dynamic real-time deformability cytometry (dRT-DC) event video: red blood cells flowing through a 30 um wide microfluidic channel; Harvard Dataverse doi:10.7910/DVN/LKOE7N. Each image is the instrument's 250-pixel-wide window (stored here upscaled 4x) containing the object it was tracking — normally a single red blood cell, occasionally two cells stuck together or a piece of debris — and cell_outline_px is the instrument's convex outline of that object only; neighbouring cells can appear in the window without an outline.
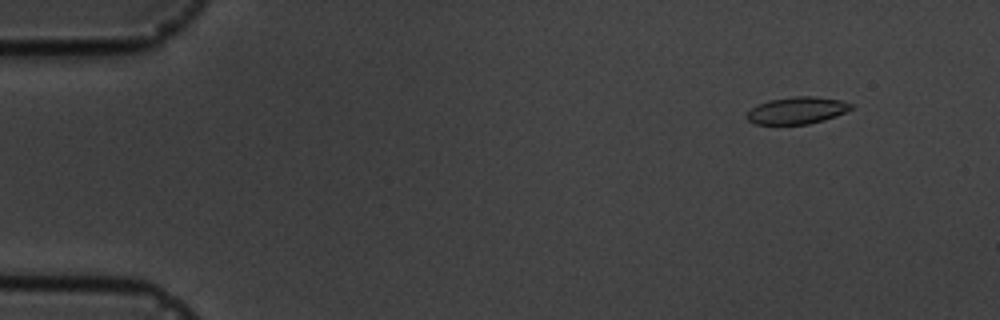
{"species": "common noctule bat (a hibernating species)", "species_latin": "Nyctalus noctula", "temperature_condition": "cold", "stored_images_in_passage": 8, "camera_frame_rate_fps": 3000, "um_per_image_px": 0.085, "animal": {"sex": "male", "body_mass_g": 19.5, "forearm_length_mm": 54.6}, "frame": {"image": 1, "passage_image": 2, "time_ms": 1.333, "image_size_px": [1000, 320], "cell_outline_px": [[852, 108], [836, 116], [824, 120], [808, 124], [756, 124], [748, 120], [744, 116], [756, 104], [768, 100], [792, 96], [812, 96], [840, 100], [852, 104]], "centroid_in_image_um": [67.7, 9.38], "position_along_channel_um": 17.3, "area_um2": 16.42}}
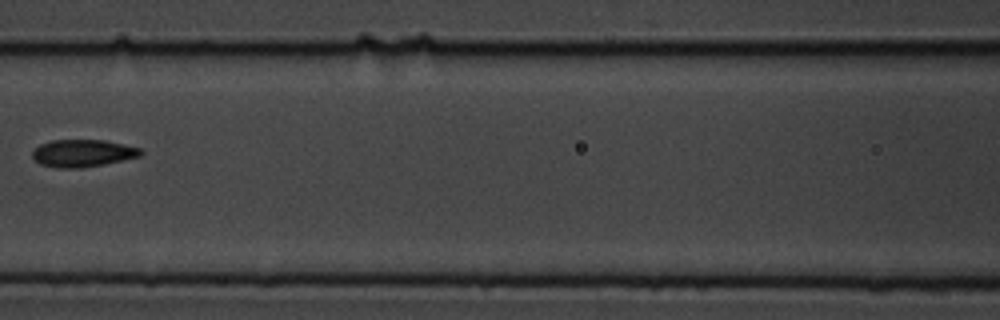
{"frame": {"image": 2, "passage_image": 7, "time_ms": 8.0, "image_size_px": [1000, 320], "cell_outline_px": [[144, 152], [140, 156], [104, 164], [80, 168], [56, 168], [40, 164], [32, 156], [32, 152], [40, 144], [52, 140], [104, 140], [124, 144], [140, 148]], "centroid_in_image_um": [7.03, 13.02], "position_along_channel_um": 159.6, "area_um2": 17.22}}
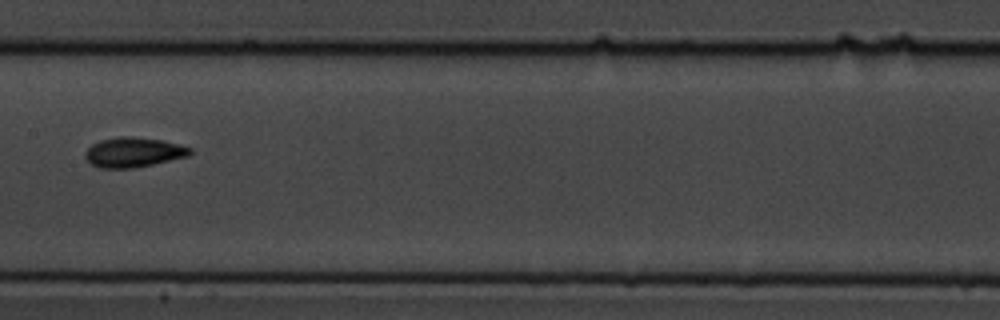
{"frame": {"image": 3, "passage_image": 8, "time_ms": 9.0, "image_size_px": [1000, 320], "cell_outline_px": [[192, 152], [188, 156], [152, 164], [132, 168], [100, 168], [92, 164], [84, 156], [84, 152], [92, 144], [100, 140], [120, 136], [132, 136], [160, 140], [180, 144], [192, 148]], "centroid_in_image_um": [11.33, 12.93], "position_along_channel_um": 196.1, "area_um2": 18.15}}